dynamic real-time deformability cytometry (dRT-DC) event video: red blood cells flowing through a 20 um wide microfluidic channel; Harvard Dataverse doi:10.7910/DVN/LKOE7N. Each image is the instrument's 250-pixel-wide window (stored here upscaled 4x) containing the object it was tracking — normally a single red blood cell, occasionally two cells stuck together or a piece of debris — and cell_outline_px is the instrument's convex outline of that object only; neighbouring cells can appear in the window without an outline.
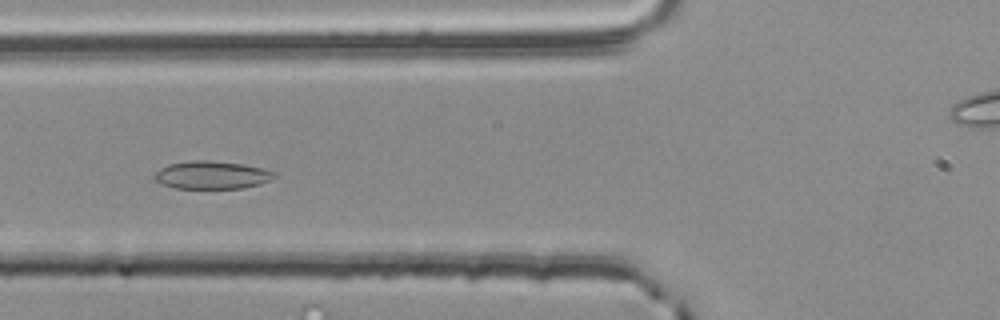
{"species": "common noctule bat (a hibernating species)", "species_latin": "Nyctalus noctula", "temperature_condition": "room temperature", "stored_images_in_passage": 53, "camera_frame_rate_fps": 3000, "um_per_image_px": 0.085, "animal": {"sex": "male", "body_mass_g": 20.4}, "frame": {"image": 1, "passage_image": 18, "time_ms": 5.667, "image_size_px": [1000, 320], "cell_outline_px": [[276, 176], [260, 184], [244, 188], [176, 188], [164, 184], [156, 180], [152, 176], [160, 168], [168, 164], [192, 160], [208, 160], [244, 164], [276, 172]], "centroid_in_image_um": [17.99, 14.87], "position_along_channel_um": 107.8, "area_um2": 19.36}}
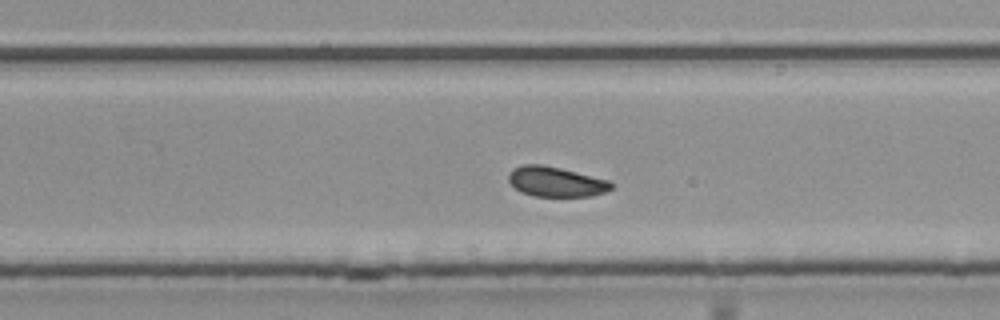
{"frame": {"image": 2, "passage_image": 32, "time_ms": 10.333, "image_size_px": [1000, 320], "cell_outline_px": [[616, 184], [612, 188], [604, 192], [592, 196], [532, 196], [520, 192], [508, 180], [508, 176], [512, 168], [524, 164], [540, 164], [560, 168], [608, 180]], "centroid_in_image_um": [47.24, 15.45], "position_along_channel_um": 282.6, "area_um2": 17.92}}
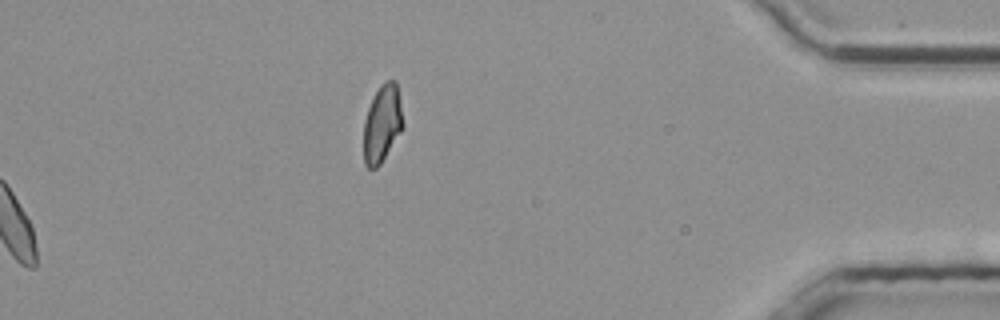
{"frame": {"image": 3, "passage_image": 53, "time_ms": 17.333, "image_size_px": [1000, 320], "cell_outline_px": [[404, 128], [380, 164], [376, 168], [368, 168], [364, 164], [364, 120], [368, 108], [380, 84], [384, 80], [396, 80], [404, 124]], "centroid_in_image_um": [32.5, 10.5], "position_along_channel_um": 402.7, "area_um2": 17.8}, "authors_computed_cell_mechanics": {"area_um2": 18.496, "velocity_mm_per_s": 3.746, "shape_relaxation_time_tau1_ms": 6.7163, "shape_relaxation_time_tau2_ms": 11.2306, "deformation_change_tau1": 0.1078, "deformation_change_tau2": 0.1519}}